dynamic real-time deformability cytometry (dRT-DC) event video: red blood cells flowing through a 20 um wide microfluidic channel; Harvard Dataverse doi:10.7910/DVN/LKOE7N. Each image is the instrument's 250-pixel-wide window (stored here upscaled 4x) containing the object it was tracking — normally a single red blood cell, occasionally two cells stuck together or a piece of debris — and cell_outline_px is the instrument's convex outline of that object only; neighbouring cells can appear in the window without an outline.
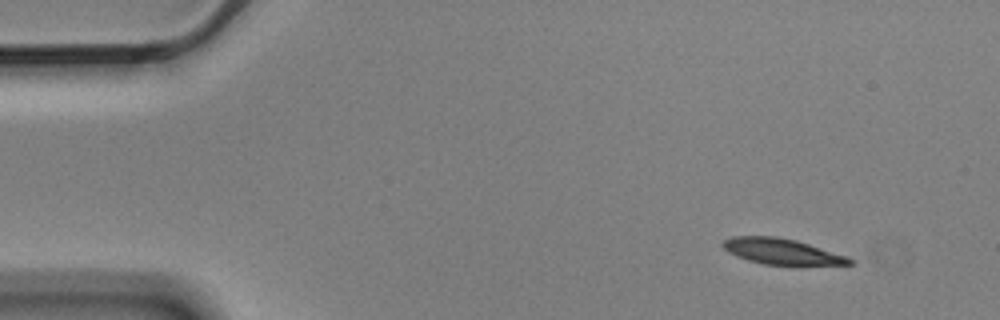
{"species": "Egyptian fruit bat (a non-hibernating species)", "species_latin": "Rousettus aegyptiacus", "temperature_condition": "cold", "stored_images_in_passage": 4, "camera_frame_rate_fps": 3000, "um_per_image_px": 0.085, "animal": {"sex": "male"}, "frame": {"image": 1, "passage_image": 1, "time_ms": 0.0, "image_size_px": [1000, 320], "cell_outline_px": [[856, 260], [852, 264], [764, 264], [748, 260], [736, 256], [728, 252], [720, 244], [724, 240], [732, 236], [776, 236], [796, 240], [848, 256]], "centroid_in_image_um": [66.43, 21.35], "position_along_channel_um": 18.6, "area_um2": 18.84}}
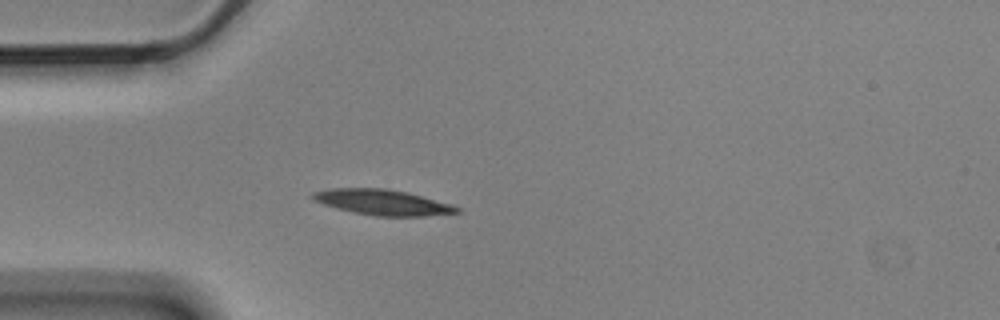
{"frame": {"image": 2, "passage_image": 4, "time_ms": 1.0, "image_size_px": [1000, 320], "cell_outline_px": [[460, 212], [424, 216], [376, 216], [336, 208], [324, 204], [316, 200], [312, 196], [312, 192], [328, 188], [388, 188], [408, 192], [452, 204], [460, 208]], "centroid_in_image_um": [32.55, 17.18], "position_along_channel_um": 52.5, "area_um2": 21.33}}